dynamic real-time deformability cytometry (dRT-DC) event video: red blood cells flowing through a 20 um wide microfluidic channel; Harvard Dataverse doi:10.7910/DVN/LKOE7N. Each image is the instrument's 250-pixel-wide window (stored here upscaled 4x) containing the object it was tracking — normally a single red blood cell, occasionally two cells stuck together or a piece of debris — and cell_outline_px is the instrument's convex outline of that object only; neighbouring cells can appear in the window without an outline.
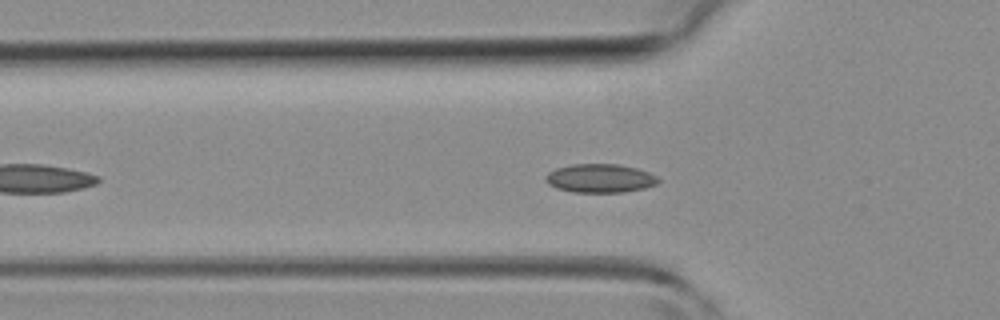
{"species": "common noctule bat (a hibernating species)", "species_latin": "Nyctalus noctula", "temperature_condition": "room temperature", "stored_images_in_passage": 40, "camera_frame_rate_fps": 3000, "um_per_image_px": 0.085, "animal": {"sex": "female", "body_mass_g": 19.3, "forearm_length_mm": 54.1}, "frame": {"image": 1, "passage_image": 8, "time_ms": 2.333, "image_size_px": [1000, 320], "cell_outline_px": [[660, 180], [656, 184], [644, 188], [624, 192], [572, 192], [556, 188], [548, 184], [544, 180], [544, 176], [548, 172], [556, 168], [572, 164], [616, 164], [636, 168], [648, 172], [656, 176]], "centroid_in_image_um": [50.96, 15.15], "position_along_channel_um": 74.8, "area_um2": 18.84}}
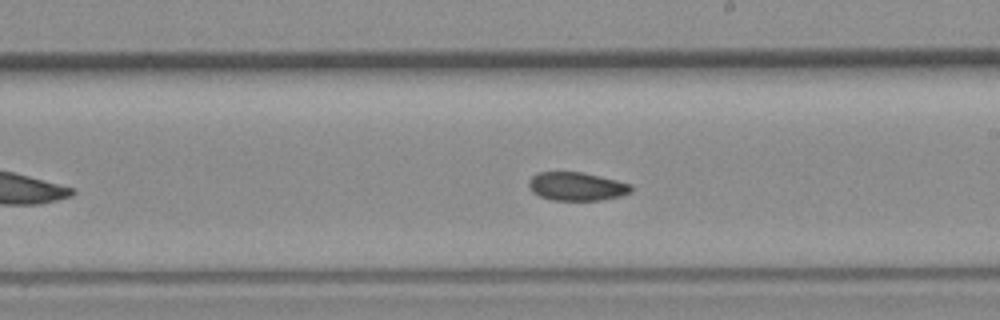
{"frame": {"image": 2, "passage_image": 19, "time_ms": 6.0, "image_size_px": [1000, 320], "cell_outline_px": [[632, 192], [620, 196], [600, 200], [552, 200], [540, 196], [532, 192], [528, 184], [528, 180], [532, 176], [540, 172], [584, 172], [632, 184]], "centroid_in_image_um": [49.02, 15.84], "position_along_channel_um": 240.0, "area_um2": 16.99}}
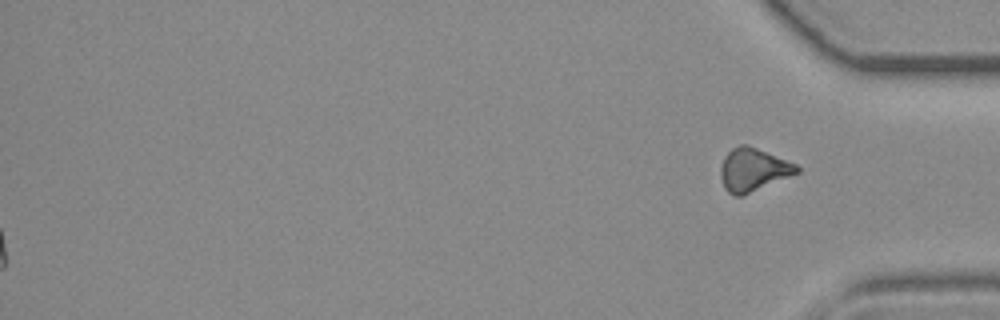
{"frame": {"image": 3, "passage_image": 40, "time_ms": 13.0, "image_size_px": [1000, 320], "cell_outline_px": [[800, 172], [744, 196], [732, 196], [724, 188], [720, 176], [720, 168], [724, 156], [732, 148], [740, 144], [744, 144], [756, 148], [796, 164], [800, 168]], "centroid_in_image_um": [64.0, 14.46], "position_along_channel_um": 371.2, "area_um2": 19.19}}